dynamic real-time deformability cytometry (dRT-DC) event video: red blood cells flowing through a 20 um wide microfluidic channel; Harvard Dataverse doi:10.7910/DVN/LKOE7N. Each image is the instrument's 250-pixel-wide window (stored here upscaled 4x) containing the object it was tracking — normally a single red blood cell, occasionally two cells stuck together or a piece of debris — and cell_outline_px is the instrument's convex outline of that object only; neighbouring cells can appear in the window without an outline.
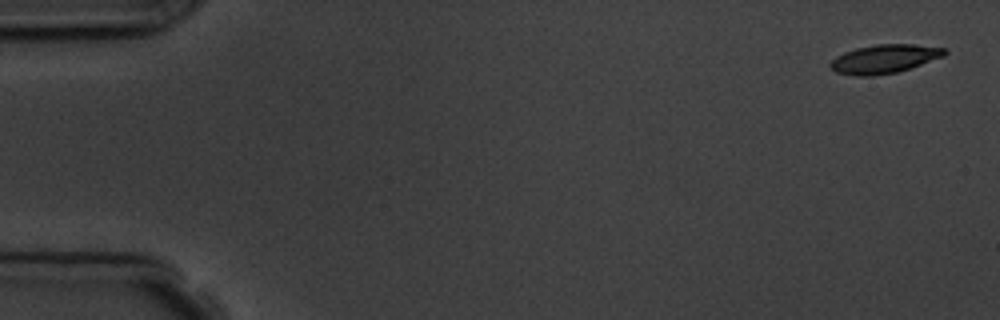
{"species": "common noctule bat (a hibernating species)", "species_latin": "Nyctalus noctula", "temperature_condition": "room temperature", "stored_images_in_passage": 5, "camera_frame_rate_fps": 3000, "um_per_image_px": 0.085, "animal": {"sex": "male", "body_mass_g": 19.5, "forearm_length_mm": 54.6}, "frame": {"image": 1, "passage_image": 1, "time_ms": 0.0, "image_size_px": [1000, 320], "cell_outline_px": [[948, 52], [944, 56], [896, 72], [872, 76], [860, 76], [836, 72], [828, 64], [836, 56], [844, 52], [856, 48], [876, 44], [912, 44], [948, 48]], "centroid_in_image_um": [75.17, 4.99], "position_along_channel_um": 9.8, "area_um2": 18.96}}
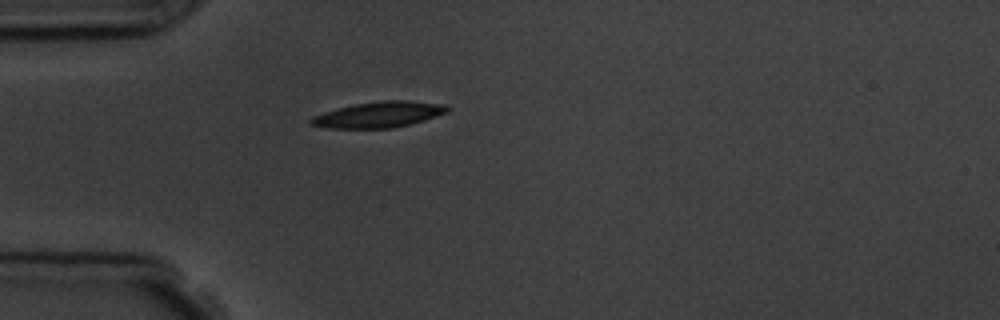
{"frame": {"image": 2, "passage_image": 5, "time_ms": 4.667, "image_size_px": [1000, 320], "cell_outline_px": [[452, 108], [448, 112], [424, 120], [392, 128], [328, 128], [312, 124], [308, 120], [312, 116], [324, 112], [356, 104], [384, 100], [408, 100], [444, 104]], "centroid_in_image_um": [32.24, 9.73], "position_along_channel_um": 52.8, "area_um2": 20.35}}